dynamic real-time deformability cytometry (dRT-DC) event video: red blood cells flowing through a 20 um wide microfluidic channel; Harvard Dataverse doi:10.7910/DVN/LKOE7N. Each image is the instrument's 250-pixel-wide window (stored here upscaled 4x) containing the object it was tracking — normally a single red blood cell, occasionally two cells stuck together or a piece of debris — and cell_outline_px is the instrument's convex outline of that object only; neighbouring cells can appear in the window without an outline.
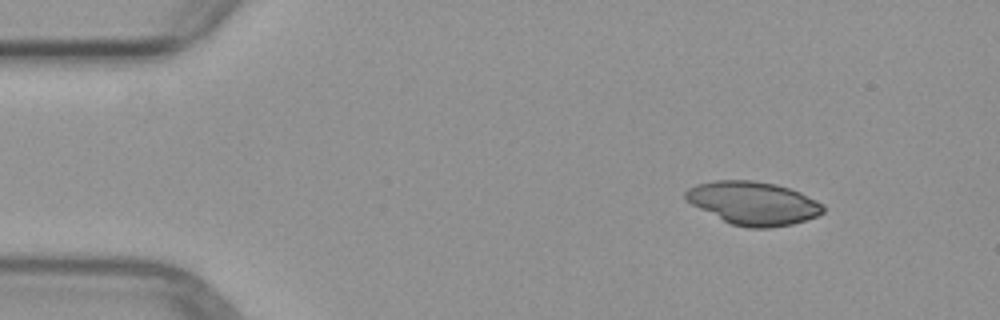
{"species": "common noctule bat (a hibernating species)", "species_latin": "Nyctalus noctula", "temperature_condition": "warm", "stored_images_in_passage": 3, "camera_frame_rate_fps": 3000, "um_per_image_px": 0.085, "animal": {"sex": "female", "body_mass_g": 29.2, "forearm_length_mm": 56.3}, "frame": {"image": 1, "passage_image": 1, "time_ms": 0.0, "image_size_px": [1000, 320], "cell_outline_px": [[824, 212], [816, 216], [792, 224], [768, 228], [748, 228], [732, 224], [692, 204], [684, 196], [684, 192], [688, 188], [696, 184], [716, 180], [756, 180], [776, 184], [800, 192], [824, 204]], "centroid_in_image_um": [64.04, 17.25], "position_along_channel_um": 21.0, "area_um2": 34.39}}